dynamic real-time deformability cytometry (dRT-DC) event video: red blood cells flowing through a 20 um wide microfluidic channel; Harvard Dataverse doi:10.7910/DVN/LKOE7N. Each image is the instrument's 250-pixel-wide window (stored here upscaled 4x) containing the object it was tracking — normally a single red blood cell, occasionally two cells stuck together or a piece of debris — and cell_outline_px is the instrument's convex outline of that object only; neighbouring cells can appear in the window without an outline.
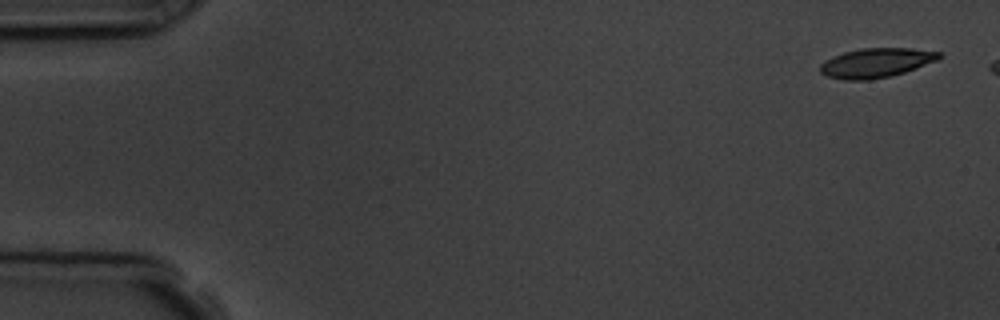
{"species": "common noctule bat (a hibernating species)", "species_latin": "Nyctalus noctula", "temperature_condition": "room temperature", "stored_images_in_passage": 7, "camera_frame_rate_fps": 3000, "um_per_image_px": 0.085, "animal": {"sex": "male", "body_mass_g": 19.5, "forearm_length_mm": 54.6}, "frame": {"image": 1, "passage_image": 1, "time_ms": 0.0, "image_size_px": [1000, 320], "cell_outline_px": [[944, 56], [936, 60], [916, 68], [904, 72], [888, 76], [868, 80], [844, 80], [828, 76], [820, 72], [820, 64], [832, 56], [844, 52], [860, 48], [912, 48], [940, 52]], "centroid_in_image_um": [74.46, 5.33], "position_along_channel_um": 10.5, "area_um2": 20.29}}